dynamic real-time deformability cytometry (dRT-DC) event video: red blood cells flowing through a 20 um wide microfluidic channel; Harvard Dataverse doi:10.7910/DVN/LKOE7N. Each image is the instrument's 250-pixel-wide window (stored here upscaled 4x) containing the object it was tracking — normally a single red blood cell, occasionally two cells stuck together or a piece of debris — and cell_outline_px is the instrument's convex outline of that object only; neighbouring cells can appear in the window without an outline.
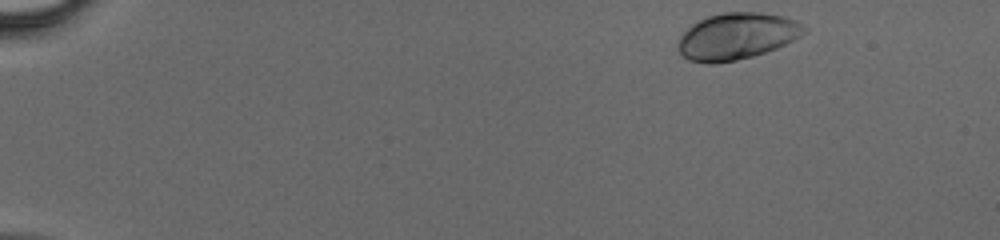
{"species": "human", "species_latin": "Homo sapiens", "temperature_condition": "cold", "stored_images_in_passage": 41, "camera_frame_rate_fps": 3000, "um_per_image_px": 0.085, "donor": {"sex": "male"}, "frame": {"image": 1, "passage_image": 1, "time_ms": 0.0, "image_size_px": [1000, 240], "cell_outline_px": [[808, 32], [776, 48], [752, 56], [736, 60], [716, 64], [708, 64], [688, 60], [676, 48], [676, 44], [680, 36], [692, 24], [708, 16], [724, 12], [760, 12], [784, 16], [796, 20], [804, 24], [808, 28]], "centroid_in_image_um": [62.63, 3.08], "position_along_channel_um": 22.4, "area_um2": 34.45}}
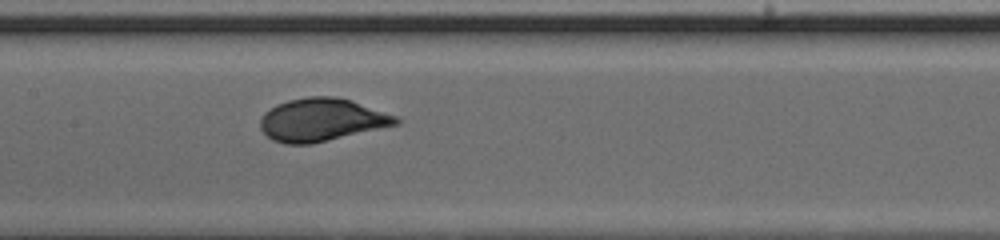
{"frame": {"image": 2, "passage_image": 20, "time_ms": 6.333, "image_size_px": [1000, 240], "cell_outline_px": [[400, 124], [308, 144], [284, 144], [272, 140], [260, 128], [260, 120], [264, 112], [276, 104], [288, 100], [308, 96], [336, 96], [352, 100], [396, 116], [400, 120]], "centroid_in_image_um": [27.32, 10.17], "position_along_channel_um": 180.1, "area_um2": 33.76}}
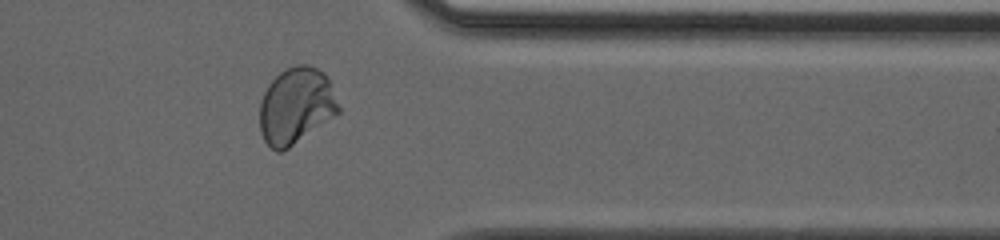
{"frame": {"image": 3, "passage_image": 34, "time_ms": 11.0, "image_size_px": [1000, 240], "cell_outline_px": [[340, 112], [288, 148], [280, 152], [276, 152], [264, 140], [260, 132], [260, 100], [268, 84], [280, 72], [296, 64], [308, 64], [324, 72], [332, 84], [340, 108]], "centroid_in_image_um": [25.16, 8.98], "position_along_channel_um": 386.2, "area_um2": 35.08}}